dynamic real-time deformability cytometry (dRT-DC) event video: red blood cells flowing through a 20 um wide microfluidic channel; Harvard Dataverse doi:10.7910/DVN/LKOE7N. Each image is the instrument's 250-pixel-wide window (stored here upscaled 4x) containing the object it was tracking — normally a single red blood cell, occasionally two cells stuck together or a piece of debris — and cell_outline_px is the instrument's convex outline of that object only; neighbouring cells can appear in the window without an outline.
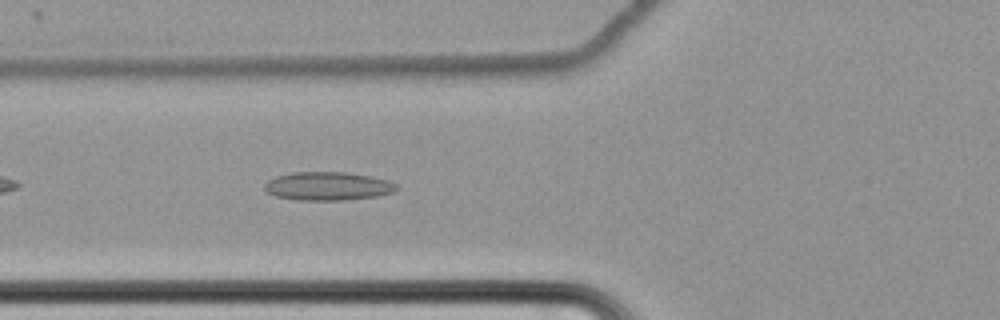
{"species": "common noctule bat (a hibernating species)", "species_latin": "Nyctalus noctula", "temperature_condition": "cold", "stored_images_in_passage": 42, "camera_frame_rate_fps": 3000, "um_per_image_px": 0.085, "animal": {"sex": "female", "body_mass_g": 22.7, "forearm_length_mm": 54.2}, "frame": {"image": 1, "passage_image": 6, "time_ms": 1.667, "image_size_px": [1000, 320], "cell_outline_px": [[400, 188], [392, 192], [376, 196], [348, 200], [296, 200], [276, 196], [268, 192], [264, 188], [264, 184], [268, 180], [276, 176], [292, 172], [348, 172], [372, 176], [388, 180], [396, 184]], "centroid_in_image_um": [27.88, 15.82], "position_along_channel_um": 97.9, "area_um2": 22.02}}
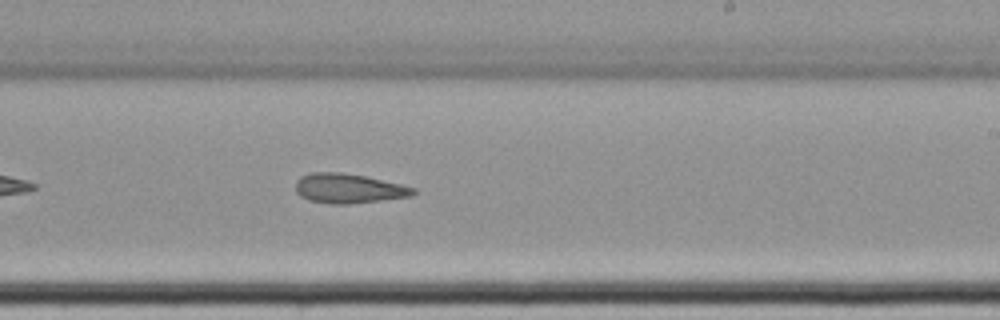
{"frame": {"image": 2, "passage_image": 20, "time_ms": 6.333, "image_size_px": [1000, 320], "cell_outline_px": [[416, 192], [412, 196], [348, 204], [332, 204], [308, 200], [300, 196], [296, 192], [296, 180], [300, 176], [312, 172], [340, 172], [364, 176], [400, 184], [416, 188]], "centroid_in_image_um": [29.6, 16.01], "position_along_channel_um": 259.4, "area_um2": 20.23}}
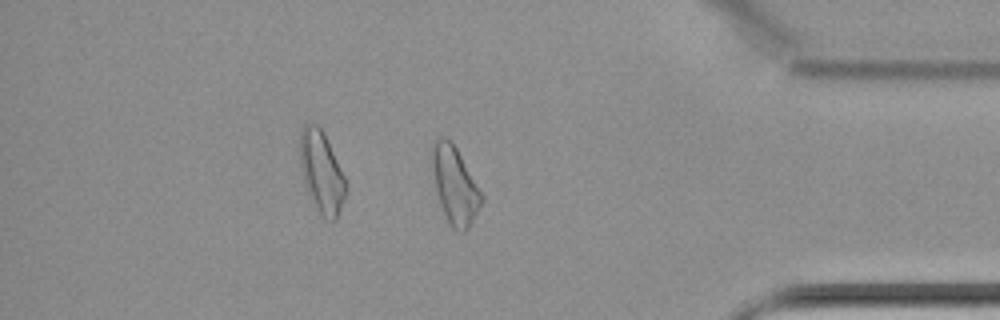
{"frame": {"image": 3, "passage_image": 34, "time_ms": 11.0, "image_size_px": [1000, 320], "cell_outline_px": [[484, 200], [468, 228], [464, 232], [456, 232], [452, 228], [440, 204], [436, 188], [428, 152], [432, 144], [440, 136], [444, 136], [456, 148], [484, 196]], "centroid_in_image_um": [38.64, 15.72], "position_along_channel_um": 396.6, "area_um2": 22.25}}